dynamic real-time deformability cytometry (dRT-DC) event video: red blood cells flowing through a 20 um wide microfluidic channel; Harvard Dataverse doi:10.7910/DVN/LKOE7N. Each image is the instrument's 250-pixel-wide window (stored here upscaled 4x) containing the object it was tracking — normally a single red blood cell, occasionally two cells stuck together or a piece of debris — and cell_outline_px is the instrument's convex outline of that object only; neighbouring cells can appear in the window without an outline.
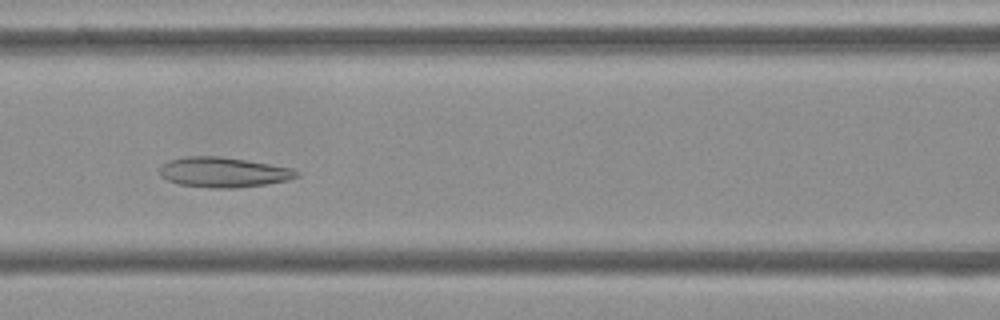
{"species": "Egyptian fruit bat (a non-hibernating species)", "species_latin": "Rousettus aegyptiacus", "temperature_condition": "cold", "stored_images_in_passage": 47, "camera_frame_rate_fps": 3000, "um_per_image_px": 0.085, "frame": {"image": 1, "passage_image": 16, "time_ms": 5.0, "image_size_px": [1000, 320], "cell_outline_px": [[300, 176], [288, 180], [264, 184], [236, 188], [208, 188], [180, 184], [168, 180], [160, 176], [160, 164], [168, 160], [184, 156], [216, 156], [244, 160], [292, 168], [300, 172]], "centroid_in_image_um": [18.96, 14.64], "position_along_channel_um": 147.6, "area_um2": 23.99}}
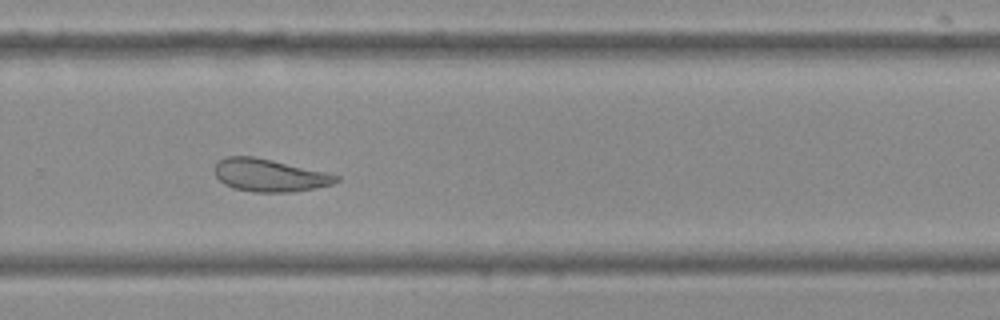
{"frame": {"image": 2, "passage_image": 29, "time_ms": 9.333, "image_size_px": [1000, 320], "cell_outline_px": [[340, 180], [332, 184], [316, 188], [292, 192], [252, 192], [232, 188], [224, 184], [216, 176], [216, 164], [220, 160], [228, 156], [252, 156], [272, 160], [324, 172], [340, 176]], "centroid_in_image_um": [22.91, 14.91], "position_along_channel_um": 306.9, "area_um2": 22.89}}
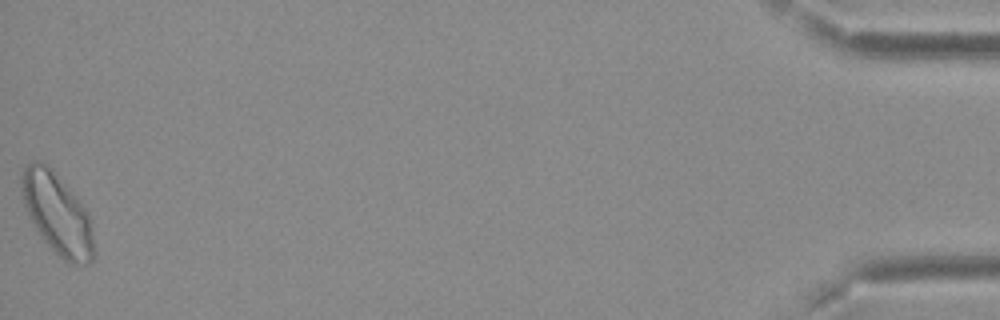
{"frame": {"image": 3, "passage_image": 47, "time_ms": 15.333, "image_size_px": [1000, 320], "cell_outline_px": [[96, 256], [88, 264], [72, 264], [64, 260], [40, 236], [28, 216], [24, 204], [20, 188], [20, 176], [24, 168], [32, 160], [44, 160], [52, 168], [80, 200], [88, 212], [92, 228], [96, 252]], "centroid_in_image_um": [4.87, 18.14], "position_along_channel_um": 430.3, "area_um2": 34.8}, "authors_computed_cell_mechanics": {"area_um2": 25.7788, "velocity_mm_per_s": 3.6854, "shape_relaxation_time_tau1_ms": null, "shape_relaxation_time_tau2_ms": 2.9298, "deformation_change_tau1": null, "deformation_change_tau2": 0.1091}}